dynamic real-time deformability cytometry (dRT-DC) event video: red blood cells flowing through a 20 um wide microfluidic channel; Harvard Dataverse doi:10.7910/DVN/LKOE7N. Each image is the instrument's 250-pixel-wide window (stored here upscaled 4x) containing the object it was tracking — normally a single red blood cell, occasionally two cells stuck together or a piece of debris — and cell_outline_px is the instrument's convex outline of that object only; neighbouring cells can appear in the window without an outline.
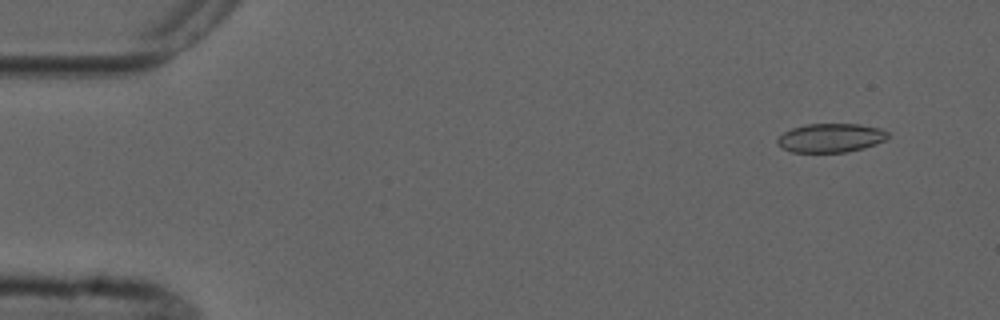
{"species": "common noctule bat (a hibernating species)", "species_latin": "Nyctalus noctula", "temperature_condition": "cold", "stored_images_in_passage": 6, "camera_frame_rate_fps": 3000, "um_per_image_px": 0.085, "animal": {"sex": "male", "forearm_length_mm": 52.5}, "frame": {"image": 1, "passage_image": 1, "time_ms": 0.0, "image_size_px": [1000, 320], "cell_outline_px": [[888, 136], [884, 140], [876, 144], [864, 148], [844, 152], [792, 152], [776, 144], [776, 140], [784, 132], [792, 128], [808, 124], [860, 124], [880, 128], [888, 132]], "centroid_in_image_um": [70.61, 11.72], "position_along_channel_um": 14.4, "area_um2": 18.5}}
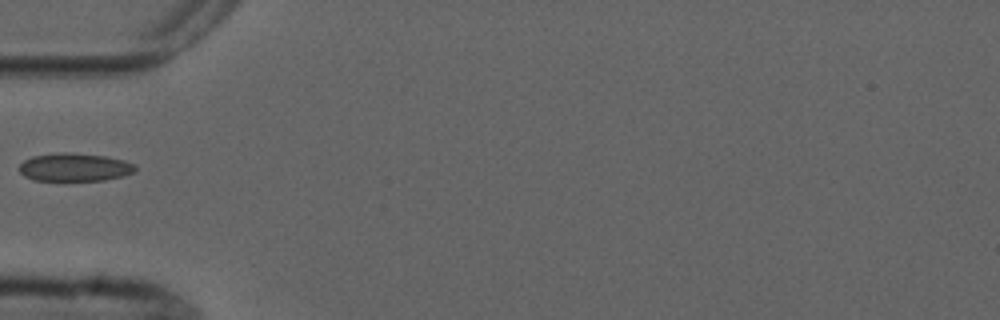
{"frame": {"image": 2, "passage_image": 5, "time_ms": 4.667, "image_size_px": [1000, 320], "cell_outline_px": [[136, 172], [124, 176], [104, 180], [32, 180], [24, 176], [20, 172], [20, 164], [24, 160], [32, 156], [60, 152], [68, 152], [104, 156], [124, 160], [136, 164]], "centroid_in_image_um": [6.37, 14.21], "position_along_channel_um": 78.6, "area_um2": 19.07}}
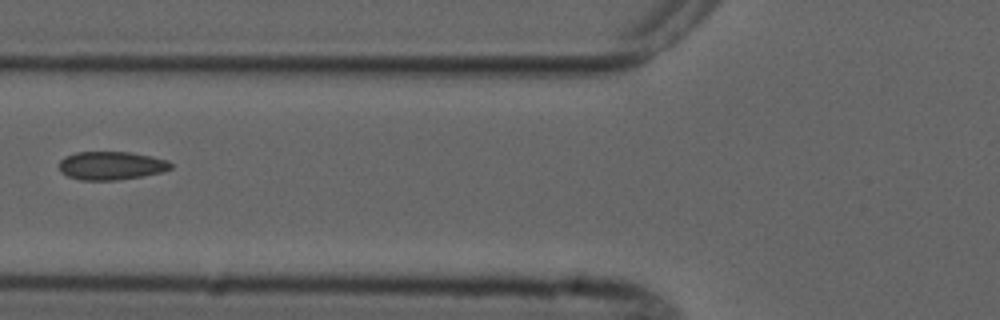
{"frame": {"image": 3, "passage_image": 6, "time_ms": 5.667, "image_size_px": [1000, 320], "cell_outline_px": [[172, 168], [164, 172], [116, 180], [80, 180], [68, 176], [60, 172], [60, 160], [64, 156], [76, 152], [128, 152], [152, 156], [168, 160], [172, 164]], "centroid_in_image_um": [9.46, 14.07], "position_along_channel_um": 116.3, "area_um2": 18.5}}